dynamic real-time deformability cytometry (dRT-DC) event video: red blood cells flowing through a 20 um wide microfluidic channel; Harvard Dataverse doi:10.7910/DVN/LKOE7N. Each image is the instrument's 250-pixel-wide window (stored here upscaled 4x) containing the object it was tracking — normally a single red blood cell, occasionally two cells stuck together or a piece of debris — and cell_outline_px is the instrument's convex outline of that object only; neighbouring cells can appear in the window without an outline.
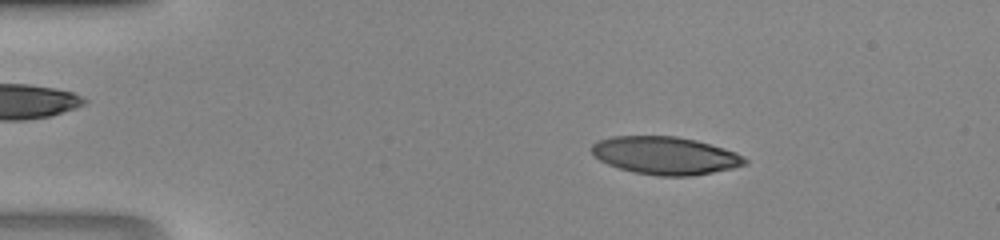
{"species": "human", "species_latin": "Homo sapiens", "temperature_condition": "room temperature", "stored_images_in_passage": 41, "camera_frame_rate_fps": 3000, "um_per_image_px": 0.085, "donor": {"sex": "male"}, "frame": {"image": 1, "passage_image": 3, "time_ms": 0.667, "image_size_px": [1000, 240], "cell_outline_px": [[748, 164], [732, 168], [692, 176], [660, 176], [632, 172], [608, 164], [600, 160], [592, 152], [592, 144], [596, 140], [612, 136], [676, 136], [696, 140], [724, 148], [736, 152], [748, 160]], "centroid_in_image_um": [56.55, 13.22], "position_along_channel_um": 28.4, "area_um2": 33.76}}
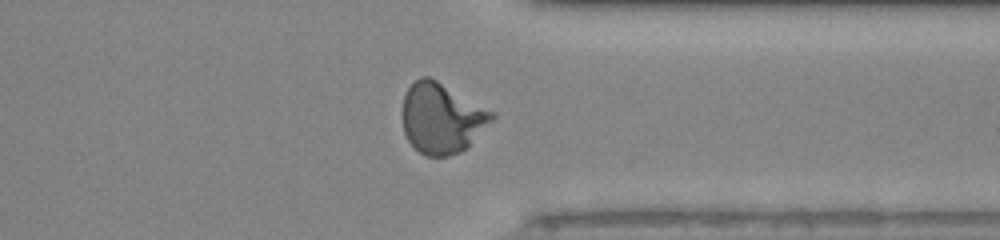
{"frame": {"image": 2, "passage_image": 31, "time_ms": 10.0, "image_size_px": [1000, 240], "cell_outline_px": [[496, 116], [468, 148], [460, 152], [448, 156], [424, 156], [408, 140], [404, 132], [400, 116], [400, 112], [404, 96], [408, 88], [420, 76], [428, 76], [436, 80], [496, 112]], "centroid_in_image_um": [37.54, 10.05], "position_along_channel_um": 373.9, "area_um2": 37.11}}
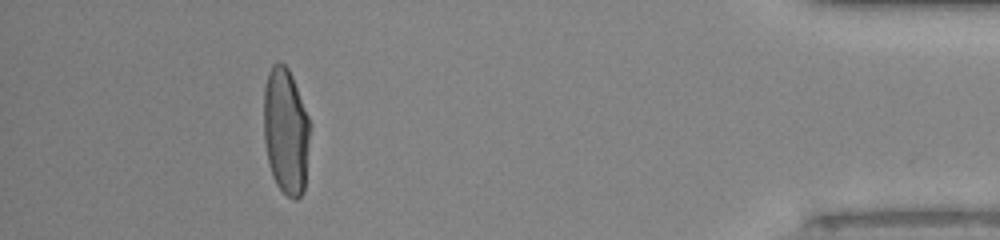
{"frame": {"image": 3, "passage_image": 37, "time_ms": 12.0, "image_size_px": [1000, 240], "cell_outline_px": [[308, 140], [304, 192], [296, 200], [292, 200], [276, 184], [272, 176], [268, 164], [264, 144], [264, 88], [268, 72], [272, 64], [280, 60], [288, 68], [292, 76], [308, 116]], "centroid_in_image_um": [24.26, 11.14], "position_along_channel_um": 410.9, "area_um2": 33.93}}